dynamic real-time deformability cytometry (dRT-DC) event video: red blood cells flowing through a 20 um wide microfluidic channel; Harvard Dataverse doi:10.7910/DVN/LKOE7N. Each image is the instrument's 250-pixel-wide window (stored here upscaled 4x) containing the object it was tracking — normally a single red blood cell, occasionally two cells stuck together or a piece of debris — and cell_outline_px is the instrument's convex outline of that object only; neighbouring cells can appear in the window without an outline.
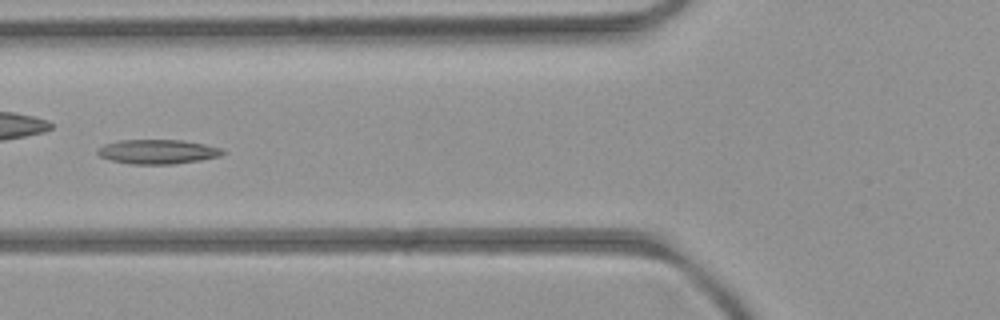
{"species": "common noctule bat (a hibernating species)", "species_latin": "Nyctalus noctula", "temperature_condition": "room temperature", "stored_images_in_passage": 6, "camera_frame_rate_fps": 3000, "um_per_image_px": 0.085, "animal": {"sex": "female", "body_mass_g": 21.9}, "frame": {"image": 1, "passage_image": 5, "time_ms": 5.333, "image_size_px": [1000, 320], "cell_outline_px": [[224, 152], [220, 156], [200, 160], [176, 164], [128, 164], [112, 160], [100, 156], [96, 152], [96, 148], [104, 144], [120, 140], [184, 140], [224, 148]], "centroid_in_image_um": [13.4, 12.89], "position_along_channel_um": 112.4, "area_um2": 17.92}}
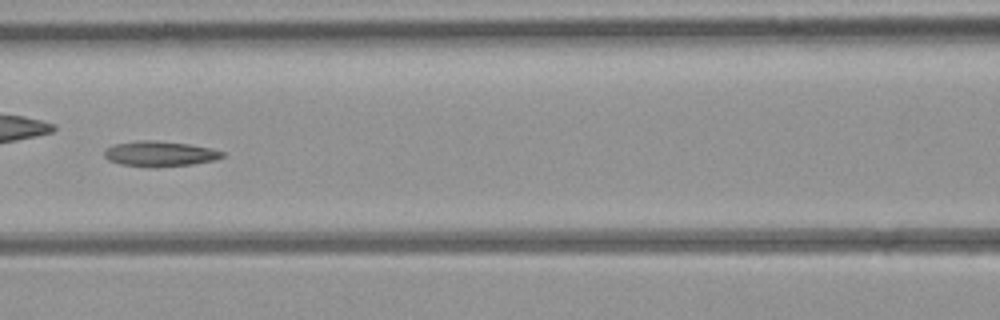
{"frame": {"image": 2, "passage_image": 6, "time_ms": 6.333, "image_size_px": [1000, 320], "cell_outline_px": [[224, 156], [216, 160], [192, 164], [156, 168], [152, 168], [120, 164], [108, 160], [104, 156], [104, 152], [108, 148], [116, 144], [140, 140], [148, 140], [188, 144], [208, 148], [224, 152]], "centroid_in_image_um": [13.58, 13.09], "position_along_channel_um": 153.0, "area_um2": 17.28}}